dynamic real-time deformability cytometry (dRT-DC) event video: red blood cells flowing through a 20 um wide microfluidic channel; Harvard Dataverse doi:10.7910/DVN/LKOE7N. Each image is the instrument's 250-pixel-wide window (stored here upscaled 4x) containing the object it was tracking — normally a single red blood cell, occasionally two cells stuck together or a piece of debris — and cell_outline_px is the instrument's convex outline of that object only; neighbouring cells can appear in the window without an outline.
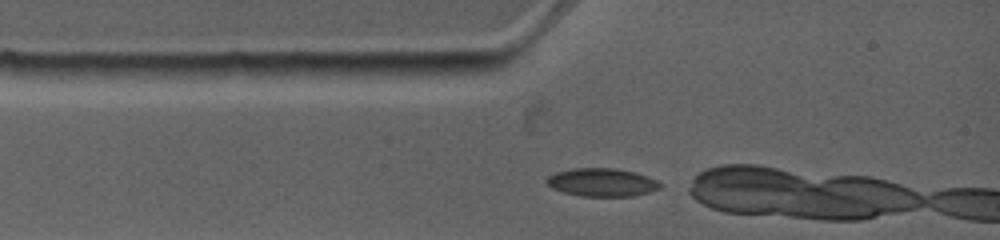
{"species": "common noctule bat (a hibernating species)", "species_latin": "Nyctalus noctula", "temperature_condition": "warm", "stored_images_in_passage": 48, "camera_frame_rate_fps": 4500, "um_per_image_px": 0.085, "animal": {"sex": "female", "body_mass_g": 19.0, "forearm_length_mm": 53.3}, "frame": {"image": 1, "passage_image": 1, "time_ms": 0.0, "image_size_px": [1000, 240], "cell_outline_px": [[664, 184], [660, 188], [648, 192], [632, 196], [580, 196], [564, 192], [552, 188], [544, 180], [548, 176], [556, 172], [572, 168], [616, 168], [636, 172], [648, 176]], "centroid_in_image_um": [51.17, 15.49], "position_along_channel_um": 33.8, "area_um2": 18.73}}